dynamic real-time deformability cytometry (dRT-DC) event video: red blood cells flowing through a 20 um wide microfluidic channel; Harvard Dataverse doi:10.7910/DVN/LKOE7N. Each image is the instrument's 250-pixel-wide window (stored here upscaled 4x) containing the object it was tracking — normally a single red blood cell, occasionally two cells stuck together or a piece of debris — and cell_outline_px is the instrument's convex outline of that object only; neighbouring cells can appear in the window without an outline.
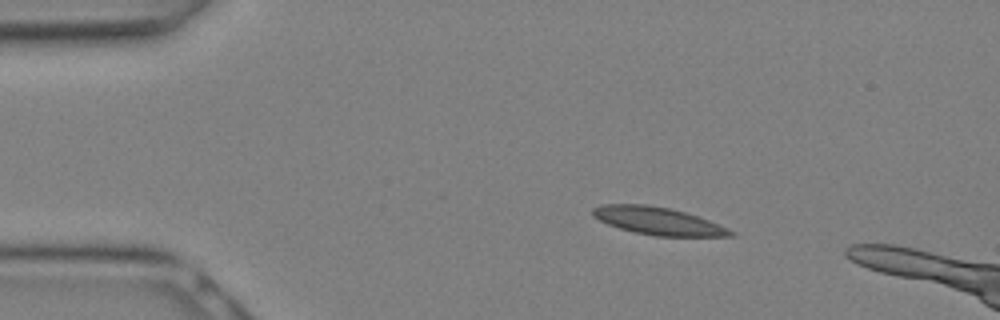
{"species": "Egyptian fruit bat (a non-hibernating species)", "species_latin": "Rousettus aegyptiacus", "temperature_condition": "warm", "stored_images_in_passage": 16, "camera_frame_rate_fps": 3000, "um_per_image_px": 0.085, "animal": {"sex": "female"}, "frame": {"image": 1, "passage_image": 4, "time_ms": 1.0, "image_size_px": [1000, 320], "cell_outline_px": [[732, 236], [656, 236], [636, 232], [620, 228], [608, 224], [592, 216], [592, 208], [600, 204], [648, 204], [668, 208], [684, 212], [708, 220], [732, 232]], "centroid_in_image_um": [55.82, 18.76], "position_along_channel_um": 29.2, "area_um2": 21.68}}
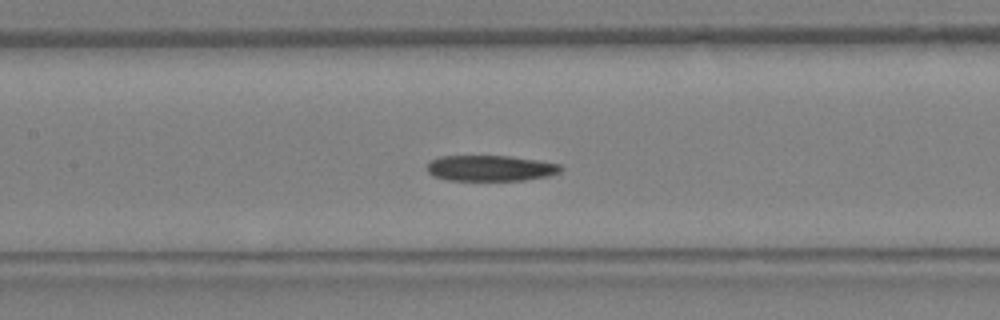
{"frame": {"image": 2, "passage_image": 12, "time_ms": 3.667, "image_size_px": [1000, 320], "cell_outline_px": [[564, 168], [560, 172], [548, 176], [524, 180], [448, 180], [432, 176], [428, 172], [428, 160], [440, 156], [508, 156], [536, 160], [560, 164]], "centroid_in_image_um": [41.67, 14.29], "position_along_channel_um": 165.7, "area_um2": 20.11}}
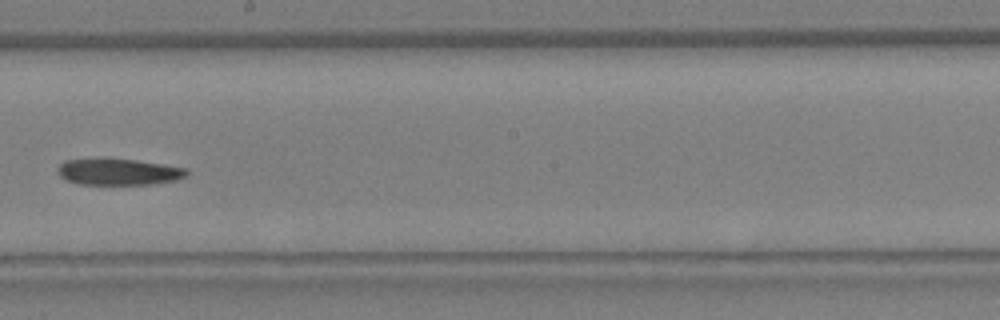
{"frame": {"image": 3, "passage_image": 15, "time_ms": 4.667, "image_size_px": [1000, 320], "cell_outline_px": [[188, 172], [184, 176], [176, 180], [152, 184], [76, 184], [64, 180], [60, 176], [56, 168], [64, 160], [96, 156], [108, 156], [164, 164], [184, 168]], "centroid_in_image_um": [9.95, 14.56], "position_along_channel_um": 238.2, "area_um2": 20.63}}